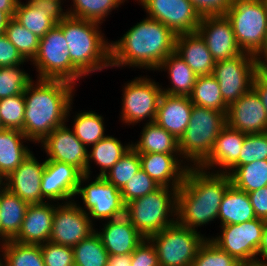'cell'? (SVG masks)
<instances>
[{"label": "cell", "mask_w": 267, "mask_h": 266, "mask_svg": "<svg viewBox=\"0 0 267 266\" xmlns=\"http://www.w3.org/2000/svg\"><path fill=\"white\" fill-rule=\"evenodd\" d=\"M36 80L24 90L25 114L21 132L29 142L40 144L55 128L69 122L76 90L75 85L67 81Z\"/></svg>", "instance_id": "6da1fadb"}, {"label": "cell", "mask_w": 267, "mask_h": 266, "mask_svg": "<svg viewBox=\"0 0 267 266\" xmlns=\"http://www.w3.org/2000/svg\"><path fill=\"white\" fill-rule=\"evenodd\" d=\"M177 35L163 23L142 19L117 41L110 42L111 67H134L156 71L175 51Z\"/></svg>", "instance_id": "7a4b0ae2"}, {"label": "cell", "mask_w": 267, "mask_h": 266, "mask_svg": "<svg viewBox=\"0 0 267 266\" xmlns=\"http://www.w3.org/2000/svg\"><path fill=\"white\" fill-rule=\"evenodd\" d=\"M231 185L229 174L189 167L178 188L177 222L195 231L211 224L218 218L223 196Z\"/></svg>", "instance_id": "3957f363"}, {"label": "cell", "mask_w": 267, "mask_h": 266, "mask_svg": "<svg viewBox=\"0 0 267 266\" xmlns=\"http://www.w3.org/2000/svg\"><path fill=\"white\" fill-rule=\"evenodd\" d=\"M57 25L66 39L71 63L85 77L111 67L110 41L101 32V23L68 15Z\"/></svg>", "instance_id": "277c9868"}, {"label": "cell", "mask_w": 267, "mask_h": 266, "mask_svg": "<svg viewBox=\"0 0 267 266\" xmlns=\"http://www.w3.org/2000/svg\"><path fill=\"white\" fill-rule=\"evenodd\" d=\"M177 193L178 189L160 186L127 203L125 216L148 239L177 221Z\"/></svg>", "instance_id": "5b68a950"}, {"label": "cell", "mask_w": 267, "mask_h": 266, "mask_svg": "<svg viewBox=\"0 0 267 266\" xmlns=\"http://www.w3.org/2000/svg\"><path fill=\"white\" fill-rule=\"evenodd\" d=\"M226 114L193 105L189 124L178 140L180 155L190 167H197L210 154L216 138L227 125Z\"/></svg>", "instance_id": "8992f818"}, {"label": "cell", "mask_w": 267, "mask_h": 266, "mask_svg": "<svg viewBox=\"0 0 267 266\" xmlns=\"http://www.w3.org/2000/svg\"><path fill=\"white\" fill-rule=\"evenodd\" d=\"M225 15L242 52L257 57L267 40L266 0H234Z\"/></svg>", "instance_id": "52a82bcc"}, {"label": "cell", "mask_w": 267, "mask_h": 266, "mask_svg": "<svg viewBox=\"0 0 267 266\" xmlns=\"http://www.w3.org/2000/svg\"><path fill=\"white\" fill-rule=\"evenodd\" d=\"M37 79L63 80L76 86L85 77L72 63L62 29L56 24L39 39L38 51L31 61Z\"/></svg>", "instance_id": "ba28073f"}, {"label": "cell", "mask_w": 267, "mask_h": 266, "mask_svg": "<svg viewBox=\"0 0 267 266\" xmlns=\"http://www.w3.org/2000/svg\"><path fill=\"white\" fill-rule=\"evenodd\" d=\"M177 221L148 239L155 246L160 266H191L208 237Z\"/></svg>", "instance_id": "9c48e42d"}, {"label": "cell", "mask_w": 267, "mask_h": 266, "mask_svg": "<svg viewBox=\"0 0 267 266\" xmlns=\"http://www.w3.org/2000/svg\"><path fill=\"white\" fill-rule=\"evenodd\" d=\"M127 82L122 90L121 122L136 125L147 118V123L154 122L163 86L147 75Z\"/></svg>", "instance_id": "30bf717a"}, {"label": "cell", "mask_w": 267, "mask_h": 266, "mask_svg": "<svg viewBox=\"0 0 267 266\" xmlns=\"http://www.w3.org/2000/svg\"><path fill=\"white\" fill-rule=\"evenodd\" d=\"M90 180V176L84 174L76 193L82 198L84 204V207L80 205L79 207L88 213L90 220L106 221L124 216L126 205L120 190L104 177L96 176L94 181L89 182ZM85 182L88 183L84 184Z\"/></svg>", "instance_id": "8fae6325"}, {"label": "cell", "mask_w": 267, "mask_h": 266, "mask_svg": "<svg viewBox=\"0 0 267 266\" xmlns=\"http://www.w3.org/2000/svg\"><path fill=\"white\" fill-rule=\"evenodd\" d=\"M266 224V220L255 218L240 224L223 225L220 235L208 238L241 264L261 261L258 249Z\"/></svg>", "instance_id": "7c38bea8"}, {"label": "cell", "mask_w": 267, "mask_h": 266, "mask_svg": "<svg viewBox=\"0 0 267 266\" xmlns=\"http://www.w3.org/2000/svg\"><path fill=\"white\" fill-rule=\"evenodd\" d=\"M259 72L257 58L249 53L215 62L212 75L218 81L224 103L229 107L252 88Z\"/></svg>", "instance_id": "4fadbf2b"}, {"label": "cell", "mask_w": 267, "mask_h": 266, "mask_svg": "<svg viewBox=\"0 0 267 266\" xmlns=\"http://www.w3.org/2000/svg\"><path fill=\"white\" fill-rule=\"evenodd\" d=\"M95 225L88 213L75 201L55 204L52 231L49 241L58 245L74 247L95 232Z\"/></svg>", "instance_id": "5bb4252c"}, {"label": "cell", "mask_w": 267, "mask_h": 266, "mask_svg": "<svg viewBox=\"0 0 267 266\" xmlns=\"http://www.w3.org/2000/svg\"><path fill=\"white\" fill-rule=\"evenodd\" d=\"M147 17L167 26L176 35L196 32L202 16L190 0H137Z\"/></svg>", "instance_id": "9a60e30c"}, {"label": "cell", "mask_w": 267, "mask_h": 266, "mask_svg": "<svg viewBox=\"0 0 267 266\" xmlns=\"http://www.w3.org/2000/svg\"><path fill=\"white\" fill-rule=\"evenodd\" d=\"M84 174L70 164L45 160V170L41 181V194L47 202L74 201L80 179Z\"/></svg>", "instance_id": "2e32d148"}, {"label": "cell", "mask_w": 267, "mask_h": 266, "mask_svg": "<svg viewBox=\"0 0 267 266\" xmlns=\"http://www.w3.org/2000/svg\"><path fill=\"white\" fill-rule=\"evenodd\" d=\"M62 2L64 3V0L20 2L17 4L13 18L40 39L68 16L67 9L62 8Z\"/></svg>", "instance_id": "e0dca14e"}, {"label": "cell", "mask_w": 267, "mask_h": 266, "mask_svg": "<svg viewBox=\"0 0 267 266\" xmlns=\"http://www.w3.org/2000/svg\"><path fill=\"white\" fill-rule=\"evenodd\" d=\"M215 62L234 58L242 50L226 15L204 16L197 28Z\"/></svg>", "instance_id": "ac0fdd59"}, {"label": "cell", "mask_w": 267, "mask_h": 266, "mask_svg": "<svg viewBox=\"0 0 267 266\" xmlns=\"http://www.w3.org/2000/svg\"><path fill=\"white\" fill-rule=\"evenodd\" d=\"M40 145L47 154L45 160L73 165L86 175L88 148L78 140L70 126L64 124L55 128Z\"/></svg>", "instance_id": "d6986e66"}, {"label": "cell", "mask_w": 267, "mask_h": 266, "mask_svg": "<svg viewBox=\"0 0 267 266\" xmlns=\"http://www.w3.org/2000/svg\"><path fill=\"white\" fill-rule=\"evenodd\" d=\"M226 120L229 127L246 134L267 132V111L253 88L228 107Z\"/></svg>", "instance_id": "ffe728a7"}, {"label": "cell", "mask_w": 267, "mask_h": 266, "mask_svg": "<svg viewBox=\"0 0 267 266\" xmlns=\"http://www.w3.org/2000/svg\"><path fill=\"white\" fill-rule=\"evenodd\" d=\"M45 161L42 163L31 153L1 184L29 204L44 203L41 194L42 175Z\"/></svg>", "instance_id": "44dd1931"}, {"label": "cell", "mask_w": 267, "mask_h": 266, "mask_svg": "<svg viewBox=\"0 0 267 266\" xmlns=\"http://www.w3.org/2000/svg\"><path fill=\"white\" fill-rule=\"evenodd\" d=\"M141 168L159 185L178 189L190 167L180 154L139 153ZM184 161V162H183Z\"/></svg>", "instance_id": "7402d4cb"}, {"label": "cell", "mask_w": 267, "mask_h": 266, "mask_svg": "<svg viewBox=\"0 0 267 266\" xmlns=\"http://www.w3.org/2000/svg\"><path fill=\"white\" fill-rule=\"evenodd\" d=\"M245 136L246 133L226 125L216 138L210 154L197 167L213 173H225L239 159Z\"/></svg>", "instance_id": "603a6c76"}, {"label": "cell", "mask_w": 267, "mask_h": 266, "mask_svg": "<svg viewBox=\"0 0 267 266\" xmlns=\"http://www.w3.org/2000/svg\"><path fill=\"white\" fill-rule=\"evenodd\" d=\"M109 256L128 255L145 239L124 215L106 220L100 231L95 228Z\"/></svg>", "instance_id": "cb8c5ba5"}, {"label": "cell", "mask_w": 267, "mask_h": 266, "mask_svg": "<svg viewBox=\"0 0 267 266\" xmlns=\"http://www.w3.org/2000/svg\"><path fill=\"white\" fill-rule=\"evenodd\" d=\"M54 202L30 204L18 235L13 241L21 244L40 245L50 239L53 217L55 212Z\"/></svg>", "instance_id": "d4e9b609"}, {"label": "cell", "mask_w": 267, "mask_h": 266, "mask_svg": "<svg viewBox=\"0 0 267 266\" xmlns=\"http://www.w3.org/2000/svg\"><path fill=\"white\" fill-rule=\"evenodd\" d=\"M192 108L189 97L162 93L154 122L179 140L189 124Z\"/></svg>", "instance_id": "484cf974"}, {"label": "cell", "mask_w": 267, "mask_h": 266, "mask_svg": "<svg viewBox=\"0 0 267 266\" xmlns=\"http://www.w3.org/2000/svg\"><path fill=\"white\" fill-rule=\"evenodd\" d=\"M175 52L197 76L211 75L213 73L215 61L204 39L197 31L178 34Z\"/></svg>", "instance_id": "4316f807"}, {"label": "cell", "mask_w": 267, "mask_h": 266, "mask_svg": "<svg viewBox=\"0 0 267 266\" xmlns=\"http://www.w3.org/2000/svg\"><path fill=\"white\" fill-rule=\"evenodd\" d=\"M26 141L29 139L19 130L0 129V181L32 153L28 146L23 144Z\"/></svg>", "instance_id": "83f0119b"}, {"label": "cell", "mask_w": 267, "mask_h": 266, "mask_svg": "<svg viewBox=\"0 0 267 266\" xmlns=\"http://www.w3.org/2000/svg\"><path fill=\"white\" fill-rule=\"evenodd\" d=\"M29 205L0 183L1 245L18 235Z\"/></svg>", "instance_id": "f1b7e54d"}, {"label": "cell", "mask_w": 267, "mask_h": 266, "mask_svg": "<svg viewBox=\"0 0 267 266\" xmlns=\"http://www.w3.org/2000/svg\"><path fill=\"white\" fill-rule=\"evenodd\" d=\"M157 70L167 72L171 81L172 86L162 88L163 93L174 96H190L197 75L175 51L163 60Z\"/></svg>", "instance_id": "f546056e"}, {"label": "cell", "mask_w": 267, "mask_h": 266, "mask_svg": "<svg viewBox=\"0 0 267 266\" xmlns=\"http://www.w3.org/2000/svg\"><path fill=\"white\" fill-rule=\"evenodd\" d=\"M220 226L240 224L257 218L248 193L231 185L225 192L219 207Z\"/></svg>", "instance_id": "4dcf8cb0"}, {"label": "cell", "mask_w": 267, "mask_h": 266, "mask_svg": "<svg viewBox=\"0 0 267 266\" xmlns=\"http://www.w3.org/2000/svg\"><path fill=\"white\" fill-rule=\"evenodd\" d=\"M91 147L90 151H88L86 175H91L92 171L90 170V163L94 161V164L100 167V173L97 174V177H103L108 173L120 158L132 148L130 143L123 145L120 140L112 135H107Z\"/></svg>", "instance_id": "1f68e13d"}, {"label": "cell", "mask_w": 267, "mask_h": 266, "mask_svg": "<svg viewBox=\"0 0 267 266\" xmlns=\"http://www.w3.org/2000/svg\"><path fill=\"white\" fill-rule=\"evenodd\" d=\"M140 139L131 143L138 153L180 154L178 140L156 122L145 123Z\"/></svg>", "instance_id": "d6a6232c"}, {"label": "cell", "mask_w": 267, "mask_h": 266, "mask_svg": "<svg viewBox=\"0 0 267 266\" xmlns=\"http://www.w3.org/2000/svg\"><path fill=\"white\" fill-rule=\"evenodd\" d=\"M193 105L227 112L218 81L211 75L197 76L189 96Z\"/></svg>", "instance_id": "836d02e7"}, {"label": "cell", "mask_w": 267, "mask_h": 266, "mask_svg": "<svg viewBox=\"0 0 267 266\" xmlns=\"http://www.w3.org/2000/svg\"><path fill=\"white\" fill-rule=\"evenodd\" d=\"M231 184L246 193L267 186V160H255L238 166L231 174Z\"/></svg>", "instance_id": "e575fe53"}, {"label": "cell", "mask_w": 267, "mask_h": 266, "mask_svg": "<svg viewBox=\"0 0 267 266\" xmlns=\"http://www.w3.org/2000/svg\"><path fill=\"white\" fill-rule=\"evenodd\" d=\"M0 249L4 266H45L40 245L8 240Z\"/></svg>", "instance_id": "d590c367"}, {"label": "cell", "mask_w": 267, "mask_h": 266, "mask_svg": "<svg viewBox=\"0 0 267 266\" xmlns=\"http://www.w3.org/2000/svg\"><path fill=\"white\" fill-rule=\"evenodd\" d=\"M72 130L80 142L87 148L96 144L99 140L106 137L104 118L94 111L85 110L77 113L74 117Z\"/></svg>", "instance_id": "8d00e7d4"}, {"label": "cell", "mask_w": 267, "mask_h": 266, "mask_svg": "<svg viewBox=\"0 0 267 266\" xmlns=\"http://www.w3.org/2000/svg\"><path fill=\"white\" fill-rule=\"evenodd\" d=\"M75 266H108L109 254L100 236L93 232L73 247Z\"/></svg>", "instance_id": "74e56055"}, {"label": "cell", "mask_w": 267, "mask_h": 266, "mask_svg": "<svg viewBox=\"0 0 267 266\" xmlns=\"http://www.w3.org/2000/svg\"><path fill=\"white\" fill-rule=\"evenodd\" d=\"M127 0H72L68 15L74 18L104 23V19ZM73 6V7H72Z\"/></svg>", "instance_id": "f35d334b"}, {"label": "cell", "mask_w": 267, "mask_h": 266, "mask_svg": "<svg viewBox=\"0 0 267 266\" xmlns=\"http://www.w3.org/2000/svg\"><path fill=\"white\" fill-rule=\"evenodd\" d=\"M5 34L27 62L34 59L39 46V38L35 34L14 18L9 20Z\"/></svg>", "instance_id": "ab89813d"}, {"label": "cell", "mask_w": 267, "mask_h": 266, "mask_svg": "<svg viewBox=\"0 0 267 266\" xmlns=\"http://www.w3.org/2000/svg\"><path fill=\"white\" fill-rule=\"evenodd\" d=\"M140 169L139 153L131 148L103 177L121 190Z\"/></svg>", "instance_id": "60d3db41"}, {"label": "cell", "mask_w": 267, "mask_h": 266, "mask_svg": "<svg viewBox=\"0 0 267 266\" xmlns=\"http://www.w3.org/2000/svg\"><path fill=\"white\" fill-rule=\"evenodd\" d=\"M21 65L0 68V99L24 93L33 80Z\"/></svg>", "instance_id": "b9f144b4"}, {"label": "cell", "mask_w": 267, "mask_h": 266, "mask_svg": "<svg viewBox=\"0 0 267 266\" xmlns=\"http://www.w3.org/2000/svg\"><path fill=\"white\" fill-rule=\"evenodd\" d=\"M255 160H267V132L246 134L239 159L225 173L230 175L238 166Z\"/></svg>", "instance_id": "7bdbcfd3"}, {"label": "cell", "mask_w": 267, "mask_h": 266, "mask_svg": "<svg viewBox=\"0 0 267 266\" xmlns=\"http://www.w3.org/2000/svg\"><path fill=\"white\" fill-rule=\"evenodd\" d=\"M24 114V93L0 99L1 129H16L22 131Z\"/></svg>", "instance_id": "ee69618b"}, {"label": "cell", "mask_w": 267, "mask_h": 266, "mask_svg": "<svg viewBox=\"0 0 267 266\" xmlns=\"http://www.w3.org/2000/svg\"><path fill=\"white\" fill-rule=\"evenodd\" d=\"M241 263L221 250L209 238L200 246L191 266H240Z\"/></svg>", "instance_id": "f6af8a7d"}, {"label": "cell", "mask_w": 267, "mask_h": 266, "mask_svg": "<svg viewBox=\"0 0 267 266\" xmlns=\"http://www.w3.org/2000/svg\"><path fill=\"white\" fill-rule=\"evenodd\" d=\"M160 186L141 168L120 190L124 204L154 192Z\"/></svg>", "instance_id": "bcb514c9"}, {"label": "cell", "mask_w": 267, "mask_h": 266, "mask_svg": "<svg viewBox=\"0 0 267 266\" xmlns=\"http://www.w3.org/2000/svg\"><path fill=\"white\" fill-rule=\"evenodd\" d=\"M45 266H75L73 248L50 241L40 244Z\"/></svg>", "instance_id": "7dc6e473"}, {"label": "cell", "mask_w": 267, "mask_h": 266, "mask_svg": "<svg viewBox=\"0 0 267 266\" xmlns=\"http://www.w3.org/2000/svg\"><path fill=\"white\" fill-rule=\"evenodd\" d=\"M130 266H160L155 246L145 238L131 253Z\"/></svg>", "instance_id": "c3c4849f"}, {"label": "cell", "mask_w": 267, "mask_h": 266, "mask_svg": "<svg viewBox=\"0 0 267 266\" xmlns=\"http://www.w3.org/2000/svg\"><path fill=\"white\" fill-rule=\"evenodd\" d=\"M199 14L204 16L225 15L234 0H190Z\"/></svg>", "instance_id": "681fc988"}, {"label": "cell", "mask_w": 267, "mask_h": 266, "mask_svg": "<svg viewBox=\"0 0 267 266\" xmlns=\"http://www.w3.org/2000/svg\"><path fill=\"white\" fill-rule=\"evenodd\" d=\"M26 60L9 41L6 34L0 35V68L24 64Z\"/></svg>", "instance_id": "f907efd6"}, {"label": "cell", "mask_w": 267, "mask_h": 266, "mask_svg": "<svg viewBox=\"0 0 267 266\" xmlns=\"http://www.w3.org/2000/svg\"><path fill=\"white\" fill-rule=\"evenodd\" d=\"M255 216L267 221V186L248 193Z\"/></svg>", "instance_id": "816d5d0a"}, {"label": "cell", "mask_w": 267, "mask_h": 266, "mask_svg": "<svg viewBox=\"0 0 267 266\" xmlns=\"http://www.w3.org/2000/svg\"><path fill=\"white\" fill-rule=\"evenodd\" d=\"M252 88L259 95L261 102L267 111V79L260 72L255 75Z\"/></svg>", "instance_id": "f5cc1de1"}, {"label": "cell", "mask_w": 267, "mask_h": 266, "mask_svg": "<svg viewBox=\"0 0 267 266\" xmlns=\"http://www.w3.org/2000/svg\"><path fill=\"white\" fill-rule=\"evenodd\" d=\"M21 0H0V10L6 12L11 18L14 17L17 4Z\"/></svg>", "instance_id": "db71d44e"}, {"label": "cell", "mask_w": 267, "mask_h": 266, "mask_svg": "<svg viewBox=\"0 0 267 266\" xmlns=\"http://www.w3.org/2000/svg\"><path fill=\"white\" fill-rule=\"evenodd\" d=\"M131 254L109 256L108 266H130Z\"/></svg>", "instance_id": "11a10c76"}, {"label": "cell", "mask_w": 267, "mask_h": 266, "mask_svg": "<svg viewBox=\"0 0 267 266\" xmlns=\"http://www.w3.org/2000/svg\"><path fill=\"white\" fill-rule=\"evenodd\" d=\"M258 256L264 259H261V261H267V224L263 231L262 240L258 249Z\"/></svg>", "instance_id": "9f6ffc18"}, {"label": "cell", "mask_w": 267, "mask_h": 266, "mask_svg": "<svg viewBox=\"0 0 267 266\" xmlns=\"http://www.w3.org/2000/svg\"><path fill=\"white\" fill-rule=\"evenodd\" d=\"M10 19L11 17L6 12L0 10V35L5 34Z\"/></svg>", "instance_id": "6f0895ef"}, {"label": "cell", "mask_w": 267, "mask_h": 266, "mask_svg": "<svg viewBox=\"0 0 267 266\" xmlns=\"http://www.w3.org/2000/svg\"><path fill=\"white\" fill-rule=\"evenodd\" d=\"M256 58L258 62H267V40L262 52Z\"/></svg>", "instance_id": "680465c9"}, {"label": "cell", "mask_w": 267, "mask_h": 266, "mask_svg": "<svg viewBox=\"0 0 267 266\" xmlns=\"http://www.w3.org/2000/svg\"><path fill=\"white\" fill-rule=\"evenodd\" d=\"M259 72L267 79V62H258Z\"/></svg>", "instance_id": "91938a15"}, {"label": "cell", "mask_w": 267, "mask_h": 266, "mask_svg": "<svg viewBox=\"0 0 267 266\" xmlns=\"http://www.w3.org/2000/svg\"><path fill=\"white\" fill-rule=\"evenodd\" d=\"M240 266H267V261H254L250 263H242Z\"/></svg>", "instance_id": "94428289"}, {"label": "cell", "mask_w": 267, "mask_h": 266, "mask_svg": "<svg viewBox=\"0 0 267 266\" xmlns=\"http://www.w3.org/2000/svg\"><path fill=\"white\" fill-rule=\"evenodd\" d=\"M0 252H1V249H0ZM2 256L0 255V266H4L3 264V259L1 258Z\"/></svg>", "instance_id": "6125c7cd"}, {"label": "cell", "mask_w": 267, "mask_h": 266, "mask_svg": "<svg viewBox=\"0 0 267 266\" xmlns=\"http://www.w3.org/2000/svg\"><path fill=\"white\" fill-rule=\"evenodd\" d=\"M0 246H1V216H0Z\"/></svg>", "instance_id": "be15d7a7"}, {"label": "cell", "mask_w": 267, "mask_h": 266, "mask_svg": "<svg viewBox=\"0 0 267 266\" xmlns=\"http://www.w3.org/2000/svg\"><path fill=\"white\" fill-rule=\"evenodd\" d=\"M28 2L27 3H32L33 1H35V0H27Z\"/></svg>", "instance_id": "e7e4bbea"}]
</instances>
